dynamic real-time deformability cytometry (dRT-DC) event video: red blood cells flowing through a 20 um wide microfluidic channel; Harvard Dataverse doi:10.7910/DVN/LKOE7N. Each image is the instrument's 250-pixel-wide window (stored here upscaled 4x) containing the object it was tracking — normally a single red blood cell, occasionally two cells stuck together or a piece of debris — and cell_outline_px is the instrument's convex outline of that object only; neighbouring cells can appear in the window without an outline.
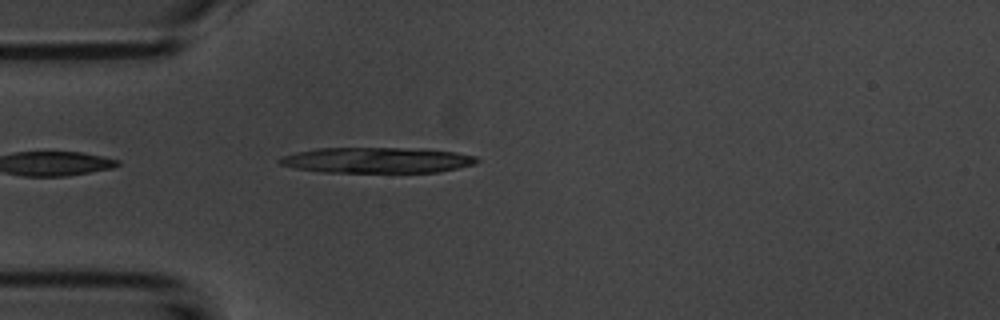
{"species": "common noctule bat (a hibernating species)", "species_latin": "Nyctalus noctula", "temperature_condition": "room temperature", "stored_images_in_passage": 35, "camera_frame_rate_fps": 3000, "um_per_image_px": 0.085, "animal": {"sex": "male", "body_mass_g": 20.1, "forearm_length_mm": 53.5}, "frame": {"image": 1, "passage_image": 2, "time_ms": 0.333, "image_size_px": [1000, 320], "cell_outline_px": [[480, 160], [476, 164], [440, 172], [324, 172], [296, 168], [280, 164], [276, 160], [280, 156], [296, 152], [316, 148], [424, 148], [456, 152], [476, 156]], "centroid_in_image_um": [32.07, 13.6], "position_along_channel_um": 52.9, "area_um2": 29.77}}